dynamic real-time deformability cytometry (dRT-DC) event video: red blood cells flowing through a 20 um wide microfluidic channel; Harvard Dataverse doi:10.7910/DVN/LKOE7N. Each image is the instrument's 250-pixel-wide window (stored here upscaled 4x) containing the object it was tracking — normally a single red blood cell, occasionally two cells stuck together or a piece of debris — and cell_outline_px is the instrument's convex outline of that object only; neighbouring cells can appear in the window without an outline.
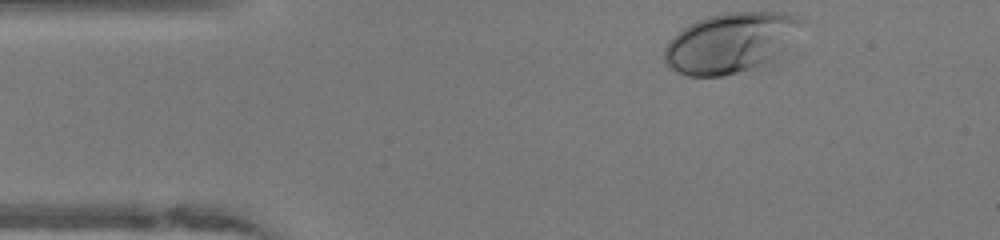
{"species": "human", "species_latin": "Homo sapiens", "temperature_condition": "warm", "stored_images_in_passage": 34, "camera_frame_rate_fps": 3000, "um_per_image_px": 0.085, "donor": {"sex": "female"}, "frame": {"image": 1, "passage_image": 1, "time_ms": 0.0, "image_size_px": [1000, 240], "cell_outline_px": [[808, 20], [780, 64], [724, 76], [688, 76], [676, 72], [668, 68], [664, 60], [664, 48], [684, 28], [696, 20], [708, 16], [728, 12], [784, 12], [804, 16]], "centroid_in_image_um": [62.32, 3.66], "position_along_channel_um": 22.7, "area_um2": 50.34}}
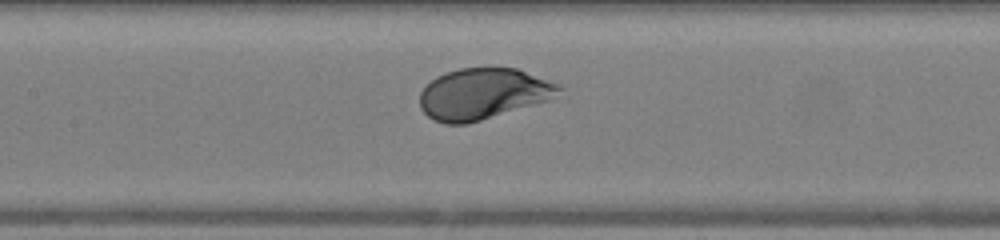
{"frame": {"image": 2, "passage_image": 16, "time_ms": 5.0, "image_size_px": [1000, 240], "cell_outline_px": [[564, 88], [548, 100], [468, 124], [444, 124], [432, 120], [420, 108], [420, 92], [436, 76], [444, 72], [460, 68], [516, 68], [560, 84]], "centroid_in_image_um": [41.03, 7.98], "position_along_channel_um": 166.4, "area_um2": 41.33}}
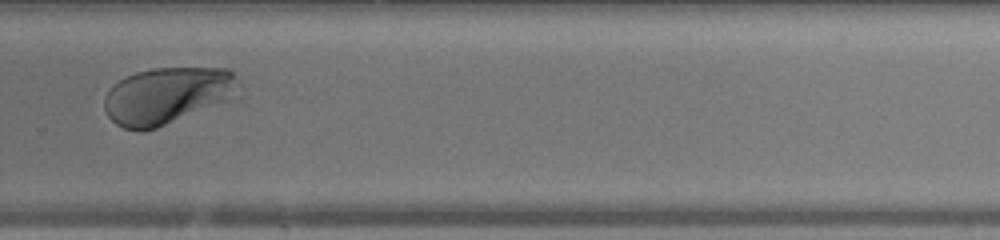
{"frame": {"image": 3, "passage_image": 27, "time_ms": 8.667, "image_size_px": [1000, 240], "cell_outline_px": [[232, 76], [228, 100], [156, 128], [144, 132], [140, 132], [124, 128], [116, 124], [108, 116], [104, 108], [104, 96], [112, 84], [136, 72], [152, 68], [228, 68], [232, 72]], "centroid_in_image_um": [14.03, 8.14], "position_along_channel_um": 315.8, "area_um2": 43.23}, "authors_computed_cell_mechanics": {"area_um2": 41.3848, "velocity_mm_per_s": 4.0949, "shape_relaxation_time_tau1_ms": 2.2085, "shape_relaxation_time_tau2_ms": null, "deformation_change_tau1": 0.1367, "deformation_change_tau2": null}}